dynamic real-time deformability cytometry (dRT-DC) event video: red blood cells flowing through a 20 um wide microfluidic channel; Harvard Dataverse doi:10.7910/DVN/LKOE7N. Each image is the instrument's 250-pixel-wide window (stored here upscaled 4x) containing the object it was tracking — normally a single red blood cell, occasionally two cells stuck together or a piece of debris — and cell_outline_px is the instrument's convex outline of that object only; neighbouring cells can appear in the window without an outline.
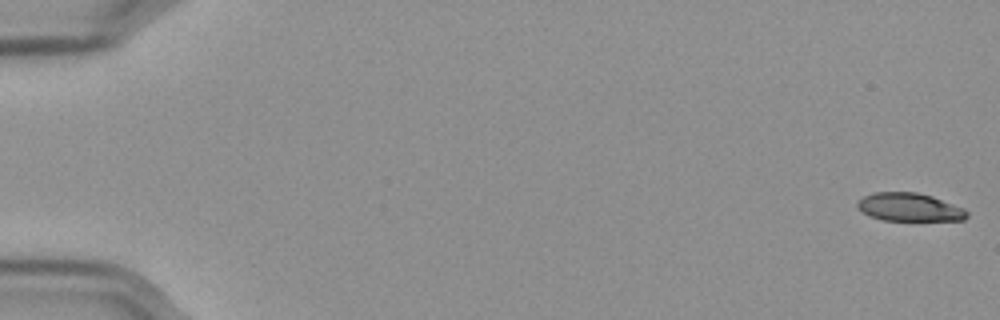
{"species": "Egyptian fruit bat (a non-hibernating species)", "species_latin": "Rousettus aegyptiacus", "temperature_condition": "cold", "stored_images_in_passage": 9, "camera_frame_rate_fps": 3000, "um_per_image_px": 0.085, "frame": {"image": 1, "passage_image": 1, "time_ms": 0.0, "image_size_px": [1000, 320], "cell_outline_px": [[968, 216], [964, 220], [880, 220], [868, 216], [856, 208], [856, 204], [864, 196], [876, 192], [916, 192], [932, 196], [964, 208], [968, 212]], "centroid_in_image_um": [77.28, 17.61], "position_along_channel_um": 7.7, "area_um2": 18.03}}